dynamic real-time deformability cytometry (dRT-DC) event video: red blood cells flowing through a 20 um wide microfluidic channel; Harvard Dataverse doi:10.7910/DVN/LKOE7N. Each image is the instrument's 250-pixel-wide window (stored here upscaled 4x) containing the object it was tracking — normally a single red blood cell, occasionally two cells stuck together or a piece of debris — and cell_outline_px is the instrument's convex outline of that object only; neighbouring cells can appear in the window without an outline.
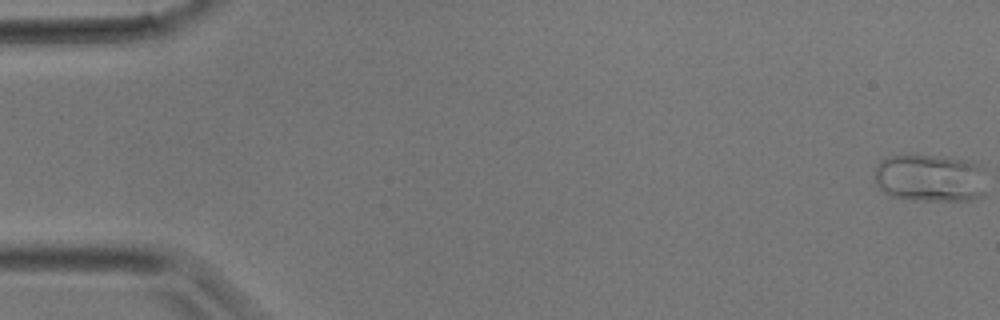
{"species": "common noctule bat (a hibernating species)", "species_latin": "Nyctalus noctula", "temperature_condition": "room temperature", "stored_images_in_passage": 38, "camera_frame_rate_fps": 3000, "um_per_image_px": 0.085, "animal": {"sex": "male", "body_mass_g": 17.9}, "frame": {"image": 1, "passage_image": 1, "time_ms": 0.0, "image_size_px": [1000, 320], "cell_outline_px": [[984, 192], [980, 196], [972, 200], [916, 200], [892, 196], [884, 192], [876, 184], [876, 168], [880, 160], [888, 156], [940, 156], [968, 160], [976, 164], [980, 168]], "centroid_in_image_um": [79.01, 15.14], "position_along_channel_um": 6.0, "area_um2": 30.58}}
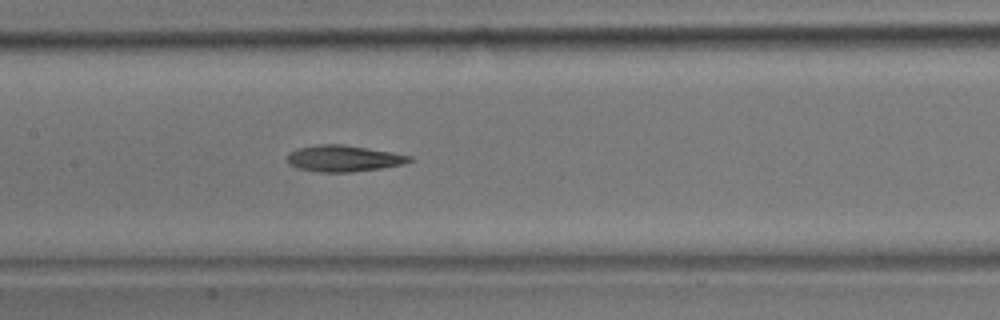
{"frame": {"image": 2, "passage_image": 18, "time_ms": 5.667, "image_size_px": [1000, 320], "cell_outline_px": [[412, 160], [404, 164], [380, 168], [348, 172], [320, 172], [300, 168], [288, 164], [288, 152], [300, 148], [316, 144], [340, 144], [368, 148], [412, 156]], "centroid_in_image_um": [29.2, 13.46], "position_along_channel_um": 178.2, "area_um2": 18.5}}
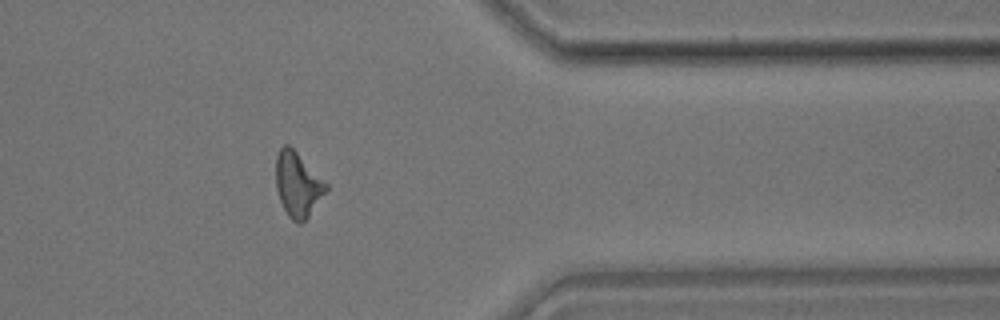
{"frame": {"image": 3, "passage_image": 31, "time_ms": 10.0, "image_size_px": [1000, 320], "cell_outline_px": [[328, 188], [308, 216], [300, 224], [296, 224], [288, 216], [280, 200], [276, 188], [276, 156], [280, 148], [284, 144], [288, 144], [328, 184]], "centroid_in_image_um": [25.29, 15.68], "position_along_channel_um": 386.1, "area_um2": 18.55}}